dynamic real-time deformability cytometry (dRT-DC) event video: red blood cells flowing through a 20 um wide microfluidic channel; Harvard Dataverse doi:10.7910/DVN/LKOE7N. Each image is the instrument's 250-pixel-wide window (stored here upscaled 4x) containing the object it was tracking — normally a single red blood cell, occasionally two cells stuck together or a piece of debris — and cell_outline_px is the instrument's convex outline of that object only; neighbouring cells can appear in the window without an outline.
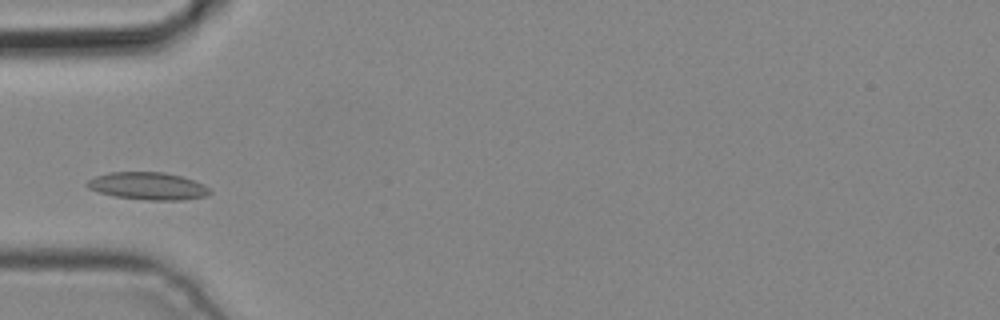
{"species": "common noctule bat (a hibernating species)", "species_latin": "Nyctalus noctula", "temperature_condition": "cold", "stored_images_in_passage": 2, "camera_frame_rate_fps": 3000, "um_per_image_px": 0.085, "animal": {"sex": "male", "body_mass_g": 19.2, "forearm_length_mm": 51.8}, "frame": {"image": 1, "passage_image": 2, "time_ms": 0.333, "image_size_px": [1000, 320], "cell_outline_px": [[212, 192], [208, 196], [184, 200], [148, 200], [116, 196], [100, 192], [88, 188], [84, 184], [88, 180], [96, 176], [108, 172], [164, 172], [180, 176], [204, 184]], "centroid_in_image_um": [12.59, 15.81], "position_along_channel_um": 72.4, "area_um2": 19.59}}